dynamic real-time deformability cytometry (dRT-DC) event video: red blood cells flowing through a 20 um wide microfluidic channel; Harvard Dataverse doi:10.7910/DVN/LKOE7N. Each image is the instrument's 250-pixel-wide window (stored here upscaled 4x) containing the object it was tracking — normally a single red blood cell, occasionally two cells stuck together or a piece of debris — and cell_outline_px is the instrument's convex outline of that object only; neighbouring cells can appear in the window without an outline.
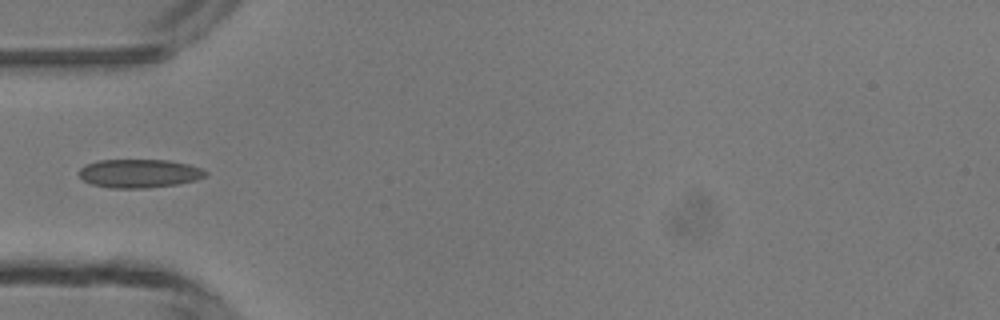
{"species": "common noctule bat (a hibernating species)", "species_latin": "Nyctalus noctula", "temperature_condition": "room temperature", "stored_images_in_passage": 5, "camera_frame_rate_fps": 3000, "um_per_image_px": 0.085, "animal": {"sex": "male", "body_mass_g": 13.3}, "frame": {"image": 1, "passage_image": 5, "time_ms": 4.667, "image_size_px": [1000, 320], "cell_outline_px": [[208, 176], [196, 180], [176, 184], [148, 188], [112, 188], [92, 184], [84, 180], [80, 176], [80, 168], [84, 164], [100, 160], [168, 160], [188, 164], [200, 168], [208, 172]], "centroid_in_image_um": [11.86, 14.74], "position_along_channel_um": 73.1, "area_um2": 21.04}}